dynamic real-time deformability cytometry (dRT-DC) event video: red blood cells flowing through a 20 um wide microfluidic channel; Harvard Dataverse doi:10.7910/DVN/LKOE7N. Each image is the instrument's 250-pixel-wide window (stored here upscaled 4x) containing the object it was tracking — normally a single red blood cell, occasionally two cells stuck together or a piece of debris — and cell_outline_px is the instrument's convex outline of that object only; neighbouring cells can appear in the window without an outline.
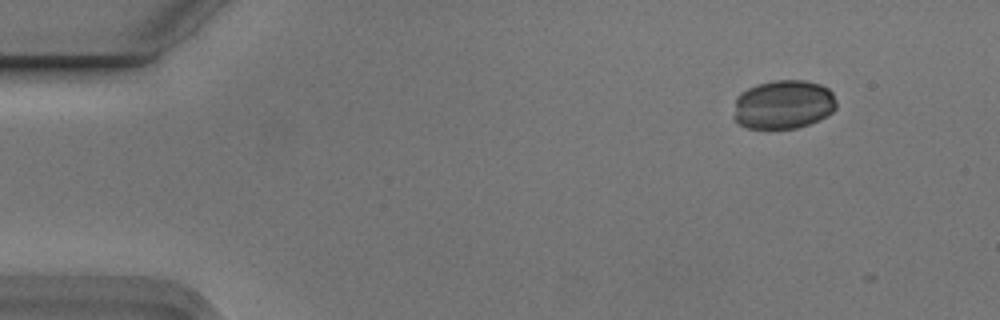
{"species": "Egyptian fruit bat (a non-hibernating species)", "species_latin": "Rousettus aegyptiacus", "temperature_condition": "cold", "stored_images_in_passage": 4, "camera_frame_rate_fps": 3000, "um_per_image_px": 0.085, "animal": {"sex": "male"}, "frame": {"image": 1, "passage_image": 1, "time_ms": 0.0, "image_size_px": [1000, 320], "cell_outline_px": [[836, 108], [828, 116], [820, 120], [796, 128], [748, 128], [740, 124], [732, 116], [736, 96], [740, 92], [756, 84], [772, 80], [804, 80], [820, 84], [828, 88], [832, 92], [836, 104]], "centroid_in_image_um": [66.57, 8.87], "position_along_channel_um": 18.4, "area_um2": 29.59}}